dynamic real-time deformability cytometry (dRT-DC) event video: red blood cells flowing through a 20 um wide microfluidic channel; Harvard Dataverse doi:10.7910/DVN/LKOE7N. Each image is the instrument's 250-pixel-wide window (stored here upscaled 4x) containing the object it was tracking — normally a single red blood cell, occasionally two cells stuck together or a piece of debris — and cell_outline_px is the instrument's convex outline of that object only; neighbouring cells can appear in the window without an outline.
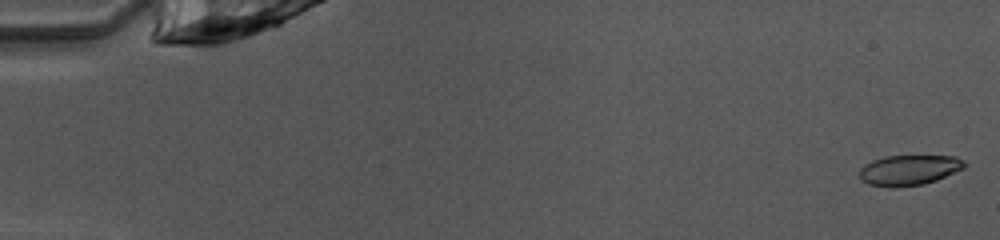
{"species": "common noctule bat (a hibernating species)", "species_latin": "Nyctalus noctula", "temperature_condition": "warm", "stored_images_in_passage": 47, "camera_frame_rate_fps": 3000, "um_per_image_px": 0.085, "animal": {"sex": "female", "body_mass_g": 10.0, "forearm_length_mm": 53.1}, "frame": {"image": 1, "passage_image": 1, "time_ms": 0.0, "image_size_px": [1000, 240], "cell_outline_px": [[968, 164], [964, 168], [936, 180], [924, 184], [896, 188], [892, 188], [868, 184], [860, 180], [860, 168], [864, 164], [872, 160], [884, 156], [956, 156], [964, 160]], "centroid_in_image_um": [77.26, 14.46], "position_along_channel_um": 7.7, "area_um2": 18.79}}
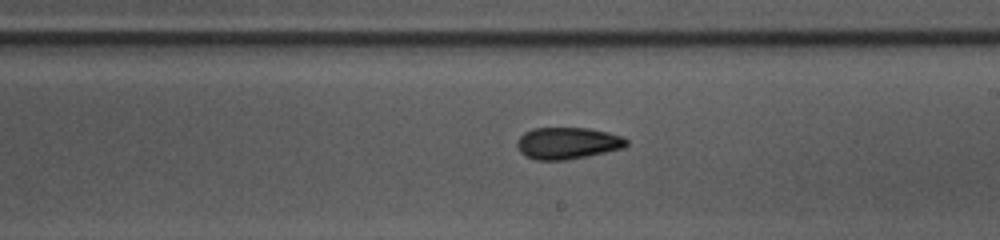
{"frame": {"image": 2, "passage_image": 29, "time_ms": 9.333, "image_size_px": [1000, 240], "cell_outline_px": [[628, 144], [624, 148], [588, 156], [564, 160], [536, 160], [524, 156], [520, 152], [516, 144], [516, 140], [524, 132], [532, 128], [588, 128], [608, 132], [624, 136], [628, 140]], "centroid_in_image_um": [48.24, 12.17], "position_along_channel_um": 240.8, "area_um2": 20.52}}
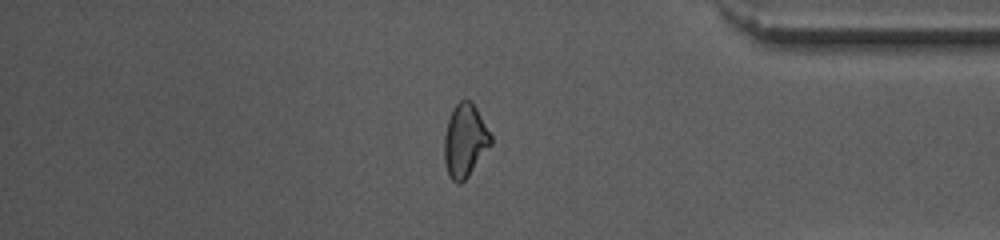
{"frame": {"image": 3, "passage_image": 42, "time_ms": 13.667, "image_size_px": [1000, 240], "cell_outline_px": [[492, 144], [468, 176], [460, 184], [456, 184], [448, 176], [444, 164], [444, 136], [448, 120], [456, 104], [460, 100], [472, 100], [492, 136]], "centroid_in_image_um": [39.51, 11.97], "position_along_channel_um": 395.7, "area_um2": 19.94}}